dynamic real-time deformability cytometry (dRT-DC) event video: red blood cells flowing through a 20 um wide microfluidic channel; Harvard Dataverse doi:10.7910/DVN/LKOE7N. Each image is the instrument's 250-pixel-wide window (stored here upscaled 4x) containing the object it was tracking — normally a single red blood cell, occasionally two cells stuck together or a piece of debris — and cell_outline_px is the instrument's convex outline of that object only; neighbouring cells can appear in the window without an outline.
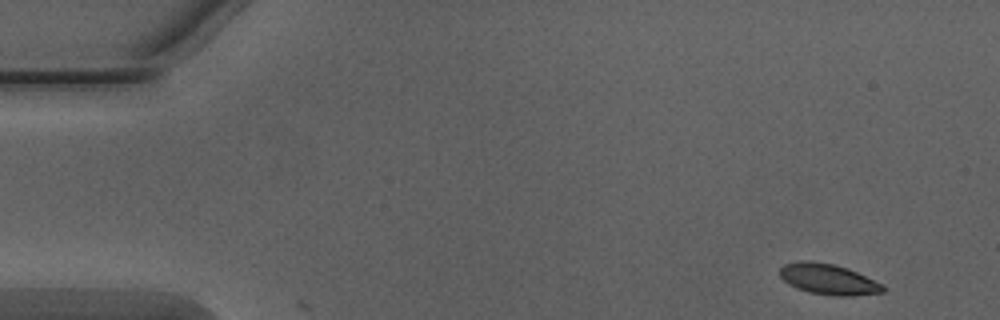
{"species": "Egyptian fruit bat (a non-hibernating species)", "species_latin": "Rousettus aegyptiacus", "temperature_condition": "warm", "stored_images_in_passage": 2, "camera_frame_rate_fps": 3000, "um_per_image_px": 0.085, "animal": {"sex": "male"}, "frame": {"image": 1, "passage_image": 1, "time_ms": 0.0, "image_size_px": [1000, 320], "cell_outline_px": [[884, 292], [848, 296], [832, 296], [808, 292], [796, 288], [788, 284], [780, 276], [780, 268], [784, 264], [800, 260], [812, 260], [832, 264], [848, 268], [884, 284]], "centroid_in_image_um": [70.4, 23.73], "position_along_channel_um": 14.6, "area_um2": 18.61}}